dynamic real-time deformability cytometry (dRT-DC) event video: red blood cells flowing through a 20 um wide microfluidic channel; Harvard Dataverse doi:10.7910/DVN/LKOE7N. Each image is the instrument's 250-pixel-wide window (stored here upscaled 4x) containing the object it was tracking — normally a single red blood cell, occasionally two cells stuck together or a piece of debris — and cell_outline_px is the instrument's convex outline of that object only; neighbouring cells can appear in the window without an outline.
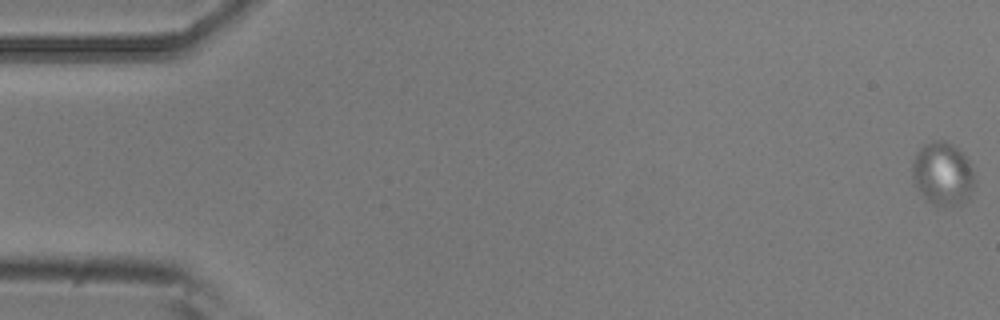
{"species": "common noctule bat (a hibernating species)", "species_latin": "Nyctalus noctula", "temperature_condition": "room temperature", "stored_images_in_passage": 6, "camera_frame_rate_fps": 3000, "um_per_image_px": 0.085, "animal": {"sex": "male", "body_mass_g": 20.5, "forearm_length_mm": 52.5}, "frame": {"image": 1, "passage_image": 1, "time_ms": 0.0, "image_size_px": [1000, 320], "cell_outline_px": [[976, 184], [968, 200], [964, 204], [932, 204], [912, 184], [912, 164], [916, 152], [924, 144], [932, 140], [944, 140], [952, 144], [968, 160], [972, 168], [976, 180]], "centroid_in_image_um": [80.13, 14.76], "position_along_channel_um": 4.9, "area_um2": 23.12}}